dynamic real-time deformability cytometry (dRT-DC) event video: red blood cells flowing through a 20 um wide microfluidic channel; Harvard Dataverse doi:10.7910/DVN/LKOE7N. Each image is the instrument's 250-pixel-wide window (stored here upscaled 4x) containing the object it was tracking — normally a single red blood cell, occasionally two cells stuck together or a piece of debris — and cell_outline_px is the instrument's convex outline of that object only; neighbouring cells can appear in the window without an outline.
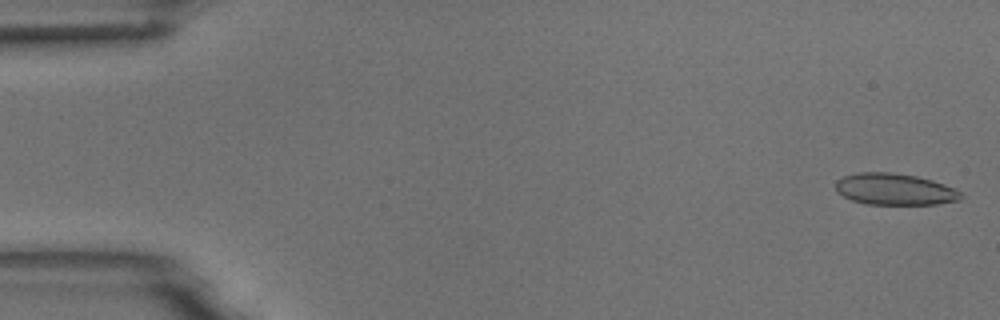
{"species": "common noctule bat (a hibernating species)", "species_latin": "Nyctalus noctula", "temperature_condition": "room temperature", "stored_images_in_passage": 54, "camera_frame_rate_fps": 3000, "um_per_image_px": 0.085, "animal": {"sex": "male", "body_mass_g": 18.8}, "frame": {"image": 1, "passage_image": 1, "time_ms": 0.0, "image_size_px": [1000, 320], "cell_outline_px": [[964, 196], [960, 200], [936, 204], [868, 204], [852, 200], [836, 192], [836, 180], [844, 176], [856, 172], [888, 172], [916, 176], [932, 180], [956, 188]], "centroid_in_image_um": [76.06, 16.08], "position_along_channel_um": 8.9, "area_um2": 23.06}}
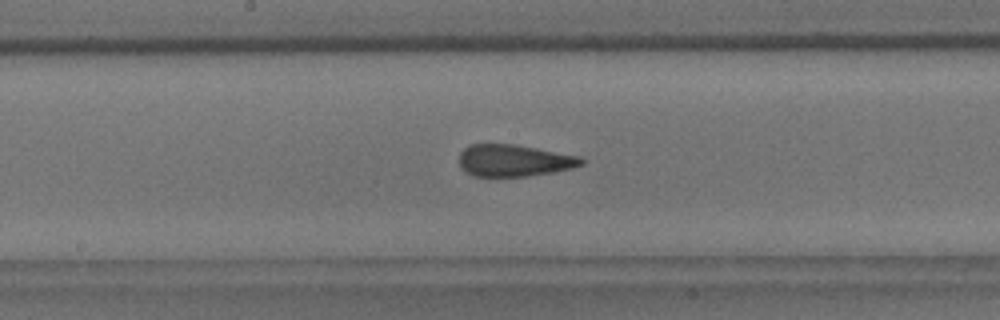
{"frame": {"image": 2, "passage_image": 28, "time_ms": 9.0, "image_size_px": [1000, 320], "cell_outline_px": [[584, 164], [572, 168], [556, 172], [528, 176], [472, 176], [464, 172], [460, 168], [460, 152], [468, 144], [516, 144], [580, 156], [584, 160]], "centroid_in_image_um": [43.69, 13.64], "position_along_channel_um": 204.5, "area_um2": 23.0}}
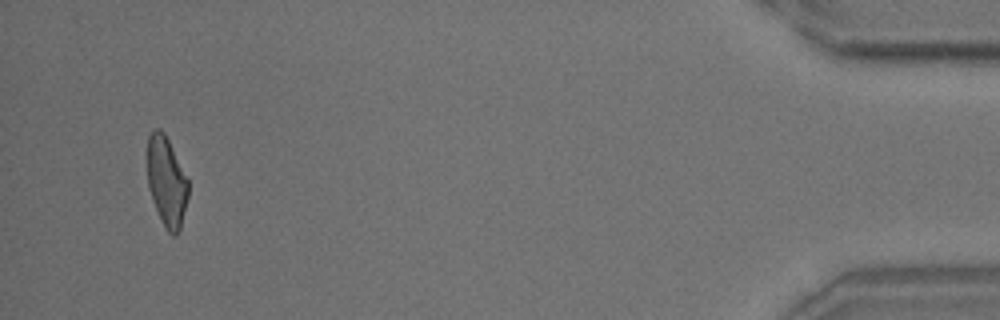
{"frame": {"image": 3, "passage_image": 52, "time_ms": 17.0, "image_size_px": [1000, 320], "cell_outline_px": [[188, 196], [180, 228], [176, 236], [172, 236], [168, 232], [152, 200], [148, 188], [148, 136], [156, 128], [160, 128], [164, 132], [188, 180]], "centroid_in_image_um": [14.16, 15.43], "position_along_channel_um": 421.0, "area_um2": 20.98}, "authors_computed_cell_mechanics": {"area_um2": 23.3512, "velocity_mm_per_s": 3.6751, "shape_relaxation_time_tau1_ms": 7.6415, "shape_relaxation_time_tau2_ms": 1.2191, "deformation_change_tau1": 0.1747, "deformation_change_tau2": 0.0958}}